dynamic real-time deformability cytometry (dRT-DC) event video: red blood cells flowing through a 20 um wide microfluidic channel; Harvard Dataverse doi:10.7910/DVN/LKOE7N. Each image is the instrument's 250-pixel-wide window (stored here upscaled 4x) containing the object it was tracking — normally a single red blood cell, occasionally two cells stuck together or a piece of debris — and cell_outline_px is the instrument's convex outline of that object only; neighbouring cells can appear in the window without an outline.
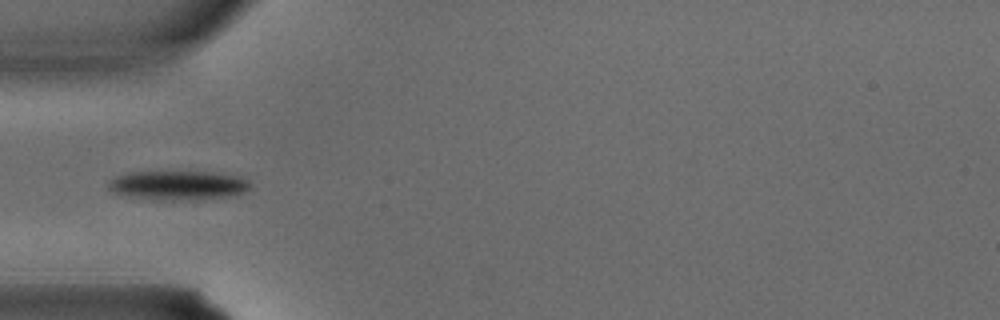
{"species": "common noctule bat (a hibernating species)", "species_latin": "Nyctalus noctula", "temperature_condition": "warm", "stored_images_in_passage": 2, "camera_frame_rate_fps": 3000, "um_per_image_px": 0.085, "animal": {"sex": "male", "body_mass_g": 15.6}, "frame": {"image": 1, "passage_image": 2, "time_ms": 0.333, "image_size_px": [1000, 320], "cell_outline_px": [[252, 188], [244, 192], [228, 196], [192, 200], [172, 200], [140, 196], [112, 192], [108, 188], [108, 180], [116, 176], [128, 172], [216, 172], [244, 176], [252, 184]], "centroid_in_image_um": [15.24, 15.72], "position_along_channel_um": 69.8, "area_um2": 23.99}}